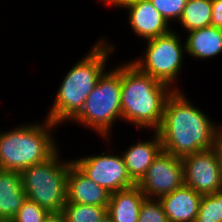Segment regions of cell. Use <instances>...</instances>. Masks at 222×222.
Returning <instances> with one entry per match:
<instances>
[{"label":"cell","mask_w":222,"mask_h":222,"mask_svg":"<svg viewBox=\"0 0 222 222\" xmlns=\"http://www.w3.org/2000/svg\"><path fill=\"white\" fill-rule=\"evenodd\" d=\"M182 89L174 90L167 98L162 123L157 130L162 150L180 159L213 149L218 125Z\"/></svg>","instance_id":"6da1fadb"},{"label":"cell","mask_w":222,"mask_h":222,"mask_svg":"<svg viewBox=\"0 0 222 222\" xmlns=\"http://www.w3.org/2000/svg\"><path fill=\"white\" fill-rule=\"evenodd\" d=\"M100 37L89 48L84 57L76 60L61 79L46 118L58 126L71 122L81 111L88 95L98 79L108 68L109 56L116 52L114 41ZM113 53V54H112Z\"/></svg>","instance_id":"7a4b0ae2"},{"label":"cell","mask_w":222,"mask_h":222,"mask_svg":"<svg viewBox=\"0 0 222 222\" xmlns=\"http://www.w3.org/2000/svg\"><path fill=\"white\" fill-rule=\"evenodd\" d=\"M174 90L129 60L121 62V107L124 121L142 130L157 131L162 123L164 106Z\"/></svg>","instance_id":"3957f363"},{"label":"cell","mask_w":222,"mask_h":222,"mask_svg":"<svg viewBox=\"0 0 222 222\" xmlns=\"http://www.w3.org/2000/svg\"><path fill=\"white\" fill-rule=\"evenodd\" d=\"M43 118L19 123L13 129H0V169L21 172L46 161L60 148L54 133L59 126Z\"/></svg>","instance_id":"277c9868"},{"label":"cell","mask_w":222,"mask_h":222,"mask_svg":"<svg viewBox=\"0 0 222 222\" xmlns=\"http://www.w3.org/2000/svg\"><path fill=\"white\" fill-rule=\"evenodd\" d=\"M121 120V63L108 68L98 79L93 91L88 95L82 111L69 123L86 127L108 139L113 134L114 125Z\"/></svg>","instance_id":"5b68a950"},{"label":"cell","mask_w":222,"mask_h":222,"mask_svg":"<svg viewBox=\"0 0 222 222\" xmlns=\"http://www.w3.org/2000/svg\"><path fill=\"white\" fill-rule=\"evenodd\" d=\"M60 148L46 161L20 172L28 199L50 213H60L67 201V177L72 158L62 157Z\"/></svg>","instance_id":"8992f818"},{"label":"cell","mask_w":222,"mask_h":222,"mask_svg":"<svg viewBox=\"0 0 222 222\" xmlns=\"http://www.w3.org/2000/svg\"><path fill=\"white\" fill-rule=\"evenodd\" d=\"M177 29L176 27L166 35L145 40L143 52L137 58L129 60L140 71L168 84L173 90L181 88L179 75L187 58L181 35L183 30L178 32Z\"/></svg>","instance_id":"52a82bcc"},{"label":"cell","mask_w":222,"mask_h":222,"mask_svg":"<svg viewBox=\"0 0 222 222\" xmlns=\"http://www.w3.org/2000/svg\"><path fill=\"white\" fill-rule=\"evenodd\" d=\"M113 136L103 139L107 144L106 152L87 154L84 157H75L73 164L88 178L99 186L103 187L110 194L131 188L136 183L129 176L122 154L110 148L113 143ZM109 146V147H108ZM110 148V149H109ZM109 149V150H107Z\"/></svg>","instance_id":"ba28073f"},{"label":"cell","mask_w":222,"mask_h":222,"mask_svg":"<svg viewBox=\"0 0 222 222\" xmlns=\"http://www.w3.org/2000/svg\"><path fill=\"white\" fill-rule=\"evenodd\" d=\"M184 184L182 159L161 150L146 174L136 184L146 198L159 199Z\"/></svg>","instance_id":"9c48e42d"},{"label":"cell","mask_w":222,"mask_h":222,"mask_svg":"<svg viewBox=\"0 0 222 222\" xmlns=\"http://www.w3.org/2000/svg\"><path fill=\"white\" fill-rule=\"evenodd\" d=\"M103 4L121 10L126 9L128 27L142 42L166 35L174 29L150 0H105Z\"/></svg>","instance_id":"30bf717a"},{"label":"cell","mask_w":222,"mask_h":222,"mask_svg":"<svg viewBox=\"0 0 222 222\" xmlns=\"http://www.w3.org/2000/svg\"><path fill=\"white\" fill-rule=\"evenodd\" d=\"M184 184L205 195L222 190V170L214 149L202 150L182 158Z\"/></svg>","instance_id":"8fae6325"},{"label":"cell","mask_w":222,"mask_h":222,"mask_svg":"<svg viewBox=\"0 0 222 222\" xmlns=\"http://www.w3.org/2000/svg\"><path fill=\"white\" fill-rule=\"evenodd\" d=\"M151 139H138V142L128 145L122 153L127 172L137 184L146 174L155 157L162 150V143L157 131H151Z\"/></svg>","instance_id":"7c38bea8"},{"label":"cell","mask_w":222,"mask_h":222,"mask_svg":"<svg viewBox=\"0 0 222 222\" xmlns=\"http://www.w3.org/2000/svg\"><path fill=\"white\" fill-rule=\"evenodd\" d=\"M66 190V202L108 206L110 193L84 175L73 162L68 171Z\"/></svg>","instance_id":"4fadbf2b"},{"label":"cell","mask_w":222,"mask_h":222,"mask_svg":"<svg viewBox=\"0 0 222 222\" xmlns=\"http://www.w3.org/2000/svg\"><path fill=\"white\" fill-rule=\"evenodd\" d=\"M202 195L186 184L159 198L169 222H194Z\"/></svg>","instance_id":"5bb4252c"},{"label":"cell","mask_w":222,"mask_h":222,"mask_svg":"<svg viewBox=\"0 0 222 222\" xmlns=\"http://www.w3.org/2000/svg\"><path fill=\"white\" fill-rule=\"evenodd\" d=\"M187 57L190 59L208 60L216 59L222 55V29L207 26L184 34ZM187 35V37H186Z\"/></svg>","instance_id":"9a60e30c"},{"label":"cell","mask_w":222,"mask_h":222,"mask_svg":"<svg viewBox=\"0 0 222 222\" xmlns=\"http://www.w3.org/2000/svg\"><path fill=\"white\" fill-rule=\"evenodd\" d=\"M146 196L135 185L110 194L107 214L113 222H137Z\"/></svg>","instance_id":"2e32d148"},{"label":"cell","mask_w":222,"mask_h":222,"mask_svg":"<svg viewBox=\"0 0 222 222\" xmlns=\"http://www.w3.org/2000/svg\"><path fill=\"white\" fill-rule=\"evenodd\" d=\"M26 198L20 172L0 169V219H13Z\"/></svg>","instance_id":"e0dca14e"},{"label":"cell","mask_w":222,"mask_h":222,"mask_svg":"<svg viewBox=\"0 0 222 222\" xmlns=\"http://www.w3.org/2000/svg\"><path fill=\"white\" fill-rule=\"evenodd\" d=\"M211 0H187L183 14L178 21L184 33L211 25Z\"/></svg>","instance_id":"ac0fdd59"},{"label":"cell","mask_w":222,"mask_h":222,"mask_svg":"<svg viewBox=\"0 0 222 222\" xmlns=\"http://www.w3.org/2000/svg\"><path fill=\"white\" fill-rule=\"evenodd\" d=\"M107 207L66 202L61 213L65 222H99L107 214Z\"/></svg>","instance_id":"d6986e66"},{"label":"cell","mask_w":222,"mask_h":222,"mask_svg":"<svg viewBox=\"0 0 222 222\" xmlns=\"http://www.w3.org/2000/svg\"><path fill=\"white\" fill-rule=\"evenodd\" d=\"M194 222H222V190L202 195Z\"/></svg>","instance_id":"ffe728a7"},{"label":"cell","mask_w":222,"mask_h":222,"mask_svg":"<svg viewBox=\"0 0 222 222\" xmlns=\"http://www.w3.org/2000/svg\"><path fill=\"white\" fill-rule=\"evenodd\" d=\"M153 6L160 12V14L168 21V23L175 29V22L180 20L187 0H150Z\"/></svg>","instance_id":"44dd1931"},{"label":"cell","mask_w":222,"mask_h":222,"mask_svg":"<svg viewBox=\"0 0 222 222\" xmlns=\"http://www.w3.org/2000/svg\"><path fill=\"white\" fill-rule=\"evenodd\" d=\"M137 222H169L159 199L145 198Z\"/></svg>","instance_id":"7402d4cb"},{"label":"cell","mask_w":222,"mask_h":222,"mask_svg":"<svg viewBox=\"0 0 222 222\" xmlns=\"http://www.w3.org/2000/svg\"><path fill=\"white\" fill-rule=\"evenodd\" d=\"M49 214L47 209L26 198L13 220L14 222H43Z\"/></svg>","instance_id":"603a6c76"},{"label":"cell","mask_w":222,"mask_h":222,"mask_svg":"<svg viewBox=\"0 0 222 222\" xmlns=\"http://www.w3.org/2000/svg\"><path fill=\"white\" fill-rule=\"evenodd\" d=\"M211 25L222 29V0H211Z\"/></svg>","instance_id":"cb8c5ba5"},{"label":"cell","mask_w":222,"mask_h":222,"mask_svg":"<svg viewBox=\"0 0 222 222\" xmlns=\"http://www.w3.org/2000/svg\"><path fill=\"white\" fill-rule=\"evenodd\" d=\"M218 124L215 132L213 149L217 154L219 166L222 170V122Z\"/></svg>","instance_id":"d4e9b609"},{"label":"cell","mask_w":222,"mask_h":222,"mask_svg":"<svg viewBox=\"0 0 222 222\" xmlns=\"http://www.w3.org/2000/svg\"><path fill=\"white\" fill-rule=\"evenodd\" d=\"M43 222H65L62 213H50Z\"/></svg>","instance_id":"484cf974"},{"label":"cell","mask_w":222,"mask_h":222,"mask_svg":"<svg viewBox=\"0 0 222 222\" xmlns=\"http://www.w3.org/2000/svg\"><path fill=\"white\" fill-rule=\"evenodd\" d=\"M99 222H113L112 218L106 214Z\"/></svg>","instance_id":"4316f807"},{"label":"cell","mask_w":222,"mask_h":222,"mask_svg":"<svg viewBox=\"0 0 222 222\" xmlns=\"http://www.w3.org/2000/svg\"><path fill=\"white\" fill-rule=\"evenodd\" d=\"M0 222H14L13 219H0Z\"/></svg>","instance_id":"83f0119b"}]
</instances>
